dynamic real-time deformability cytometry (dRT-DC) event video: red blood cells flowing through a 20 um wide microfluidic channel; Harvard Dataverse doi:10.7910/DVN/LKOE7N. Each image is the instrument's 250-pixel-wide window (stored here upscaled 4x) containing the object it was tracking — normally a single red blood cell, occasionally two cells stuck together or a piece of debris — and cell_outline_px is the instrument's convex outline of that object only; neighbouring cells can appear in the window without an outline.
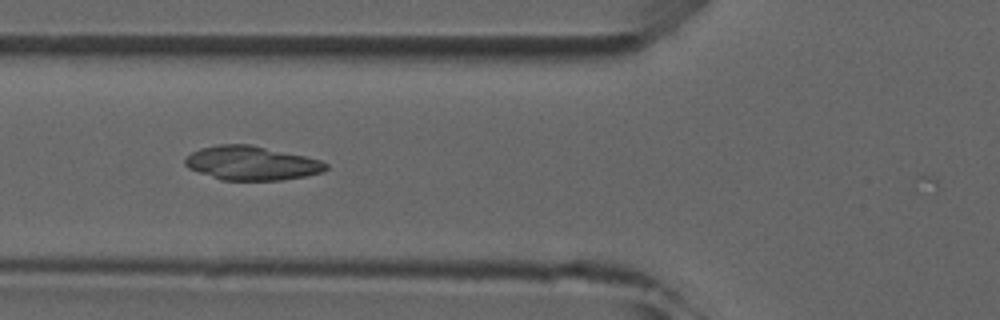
{"species": "common noctule bat (a hibernating species)", "species_latin": "Nyctalus noctula", "temperature_condition": "room temperature", "stored_images_in_passage": 7, "camera_frame_rate_fps": 3000, "um_per_image_px": 0.085, "animal": {"sex": "male", "forearm_length_mm": 52.5}, "frame": {"image": 1, "passage_image": 5, "time_ms": 5.333, "image_size_px": [1000, 320], "cell_outline_px": [[328, 168], [324, 172], [304, 176], [280, 180], [220, 180], [188, 168], [184, 164], [184, 160], [192, 152], [200, 148], [220, 144], [252, 144], [304, 156], [320, 160], [328, 164]], "centroid_in_image_um": [21.38, 13.86], "position_along_channel_um": 104.4, "area_um2": 27.92}}
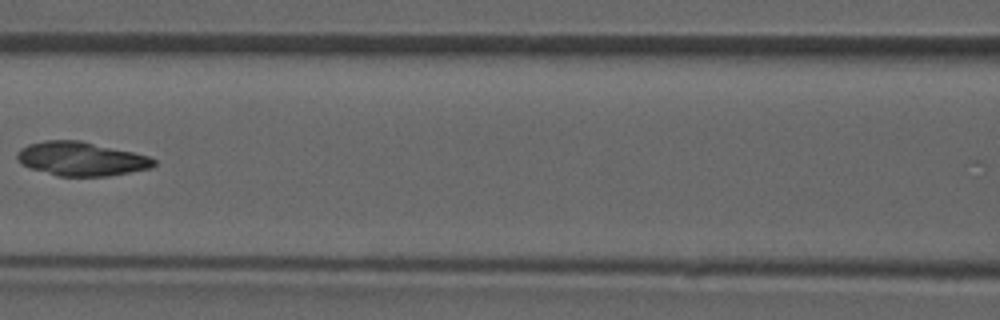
{"frame": {"image": 2, "passage_image": 6, "time_ms": 6.667, "image_size_px": [1000, 320], "cell_outline_px": [[156, 164], [152, 168], [108, 176], [60, 176], [28, 168], [20, 164], [16, 160], [16, 152], [20, 148], [28, 144], [44, 140], [80, 140], [132, 152], [148, 156], [156, 160]], "centroid_in_image_um": [6.85, 13.5], "position_along_channel_um": 159.7, "area_um2": 27.17}}